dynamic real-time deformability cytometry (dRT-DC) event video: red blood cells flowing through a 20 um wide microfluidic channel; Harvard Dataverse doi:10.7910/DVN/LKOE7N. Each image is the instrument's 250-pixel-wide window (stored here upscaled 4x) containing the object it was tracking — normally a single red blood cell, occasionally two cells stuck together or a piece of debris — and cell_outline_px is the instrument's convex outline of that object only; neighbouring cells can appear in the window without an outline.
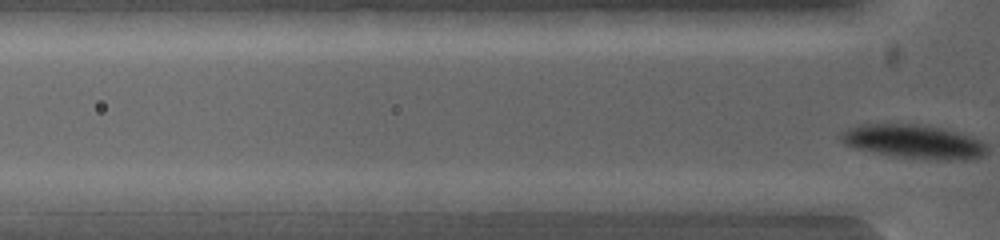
{"species": "common noctule bat (a hibernating species)", "species_latin": "Nyctalus noctula", "temperature_condition": "warm", "stored_images_in_passage": 6, "camera_frame_rate_fps": 5000, "um_per_image_px": 0.085, "animal": {"sex": "female", "body_mass_g": 19.0, "forearm_length_mm": 53.3}, "frame": {"image": 1, "passage_image": 4, "time_ms": 0.4, "image_size_px": [1000, 240], "cell_outline_px": [[604, 200], [576, 212], [496, 212], [492, 200], [560, 192]], "centroid_in_image_um": [46.33, 17.28], "position_along_channel_um": 79.5, "area_um2": 11.56}}